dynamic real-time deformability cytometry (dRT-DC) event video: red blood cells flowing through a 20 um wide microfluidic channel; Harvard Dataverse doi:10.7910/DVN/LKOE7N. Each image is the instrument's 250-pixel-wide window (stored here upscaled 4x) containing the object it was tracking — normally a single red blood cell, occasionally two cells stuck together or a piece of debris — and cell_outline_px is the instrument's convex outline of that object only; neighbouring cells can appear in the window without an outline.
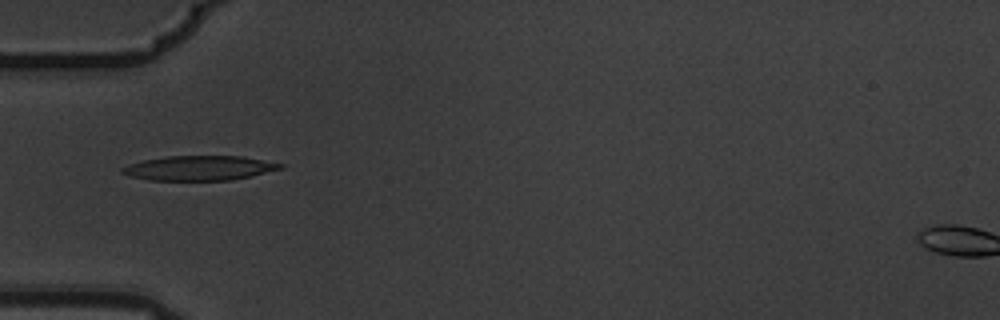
{"species": "common noctule bat (a hibernating species)", "species_latin": "Nyctalus noctula", "temperature_condition": "warm", "stored_images_in_passage": 15, "camera_frame_rate_fps": 3000, "um_per_image_px": 0.085, "animal": {"sex": "male", "body_mass_g": 19.5, "forearm_length_mm": 54.6}, "frame": {"image": 1, "passage_image": 5, "time_ms": 1.333, "image_size_px": [1000, 320], "cell_outline_px": [[284, 168], [252, 176], [232, 180], [148, 180], [132, 176], [120, 172], [120, 168], [128, 164], [144, 160], [168, 156], [240, 156], [284, 164]], "centroid_in_image_um": [16.94, 14.29], "position_along_channel_um": 68.1, "area_um2": 22.66}}
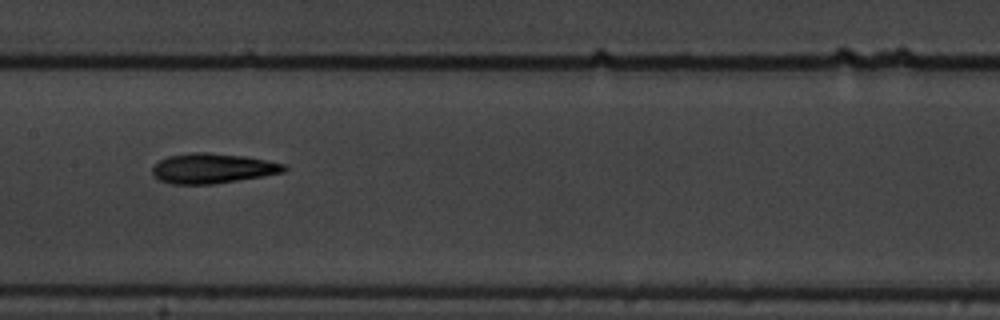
{"frame": {"image": 2, "passage_image": 8, "time_ms": 2.333, "image_size_px": [1000, 320], "cell_outline_px": [[288, 168], [284, 172], [264, 176], [212, 184], [172, 184], [160, 180], [152, 172], [152, 168], [160, 160], [168, 156], [192, 152], [208, 152], [244, 156], [288, 164]], "centroid_in_image_um": [18.11, 14.3], "position_along_channel_um": 189.3, "area_um2": 23.0}}
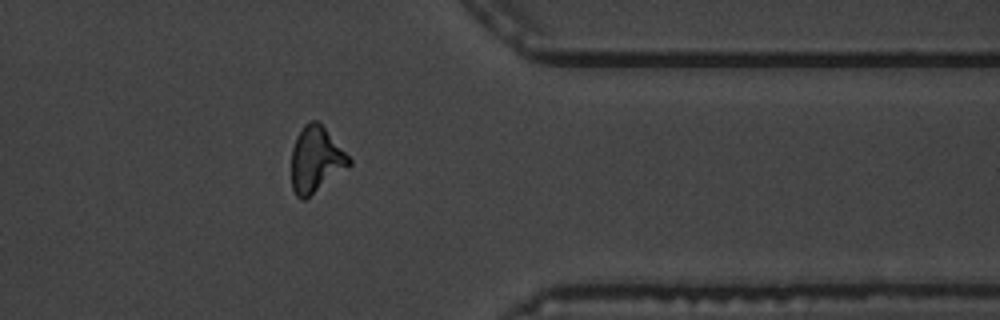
{"frame": {"image": 3, "passage_image": 13, "time_ms": 4.0, "image_size_px": [1000, 320], "cell_outline_px": [[352, 164], [348, 168], [304, 200], [300, 200], [296, 196], [292, 188], [292, 148], [296, 136], [304, 124], [308, 120], [316, 120], [324, 128], [352, 160]], "centroid_in_image_um": [26.84, 13.58], "position_along_channel_um": 384.6, "area_um2": 21.96}}